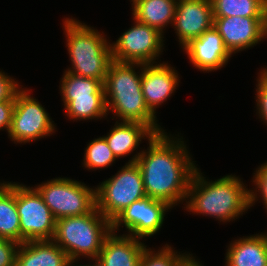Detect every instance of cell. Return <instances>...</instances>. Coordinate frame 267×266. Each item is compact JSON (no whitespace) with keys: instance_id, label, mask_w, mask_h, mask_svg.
<instances>
[{"instance_id":"cell-31","label":"cell","mask_w":267,"mask_h":266,"mask_svg":"<svg viewBox=\"0 0 267 266\" xmlns=\"http://www.w3.org/2000/svg\"><path fill=\"white\" fill-rule=\"evenodd\" d=\"M199 261L194 259V256L189 255L178 266H203Z\"/></svg>"},{"instance_id":"cell-6","label":"cell","mask_w":267,"mask_h":266,"mask_svg":"<svg viewBox=\"0 0 267 266\" xmlns=\"http://www.w3.org/2000/svg\"><path fill=\"white\" fill-rule=\"evenodd\" d=\"M96 189V207L112 222L134 201L146 197L141 171L136 162L126 163L116 175Z\"/></svg>"},{"instance_id":"cell-28","label":"cell","mask_w":267,"mask_h":266,"mask_svg":"<svg viewBox=\"0 0 267 266\" xmlns=\"http://www.w3.org/2000/svg\"><path fill=\"white\" fill-rule=\"evenodd\" d=\"M18 81L0 71V103L15 101L16 94L21 90Z\"/></svg>"},{"instance_id":"cell-27","label":"cell","mask_w":267,"mask_h":266,"mask_svg":"<svg viewBox=\"0 0 267 266\" xmlns=\"http://www.w3.org/2000/svg\"><path fill=\"white\" fill-rule=\"evenodd\" d=\"M259 78L256 85V103L258 114L264 123L267 125V72L263 69L259 73Z\"/></svg>"},{"instance_id":"cell-2","label":"cell","mask_w":267,"mask_h":266,"mask_svg":"<svg viewBox=\"0 0 267 266\" xmlns=\"http://www.w3.org/2000/svg\"><path fill=\"white\" fill-rule=\"evenodd\" d=\"M198 169L192 177L185 200V208L189 212L230 222L250 208L249 189L239 177L226 175L208 182Z\"/></svg>"},{"instance_id":"cell-1","label":"cell","mask_w":267,"mask_h":266,"mask_svg":"<svg viewBox=\"0 0 267 266\" xmlns=\"http://www.w3.org/2000/svg\"><path fill=\"white\" fill-rule=\"evenodd\" d=\"M181 138L166 132L148 140L149 147L134 155L141 171L146 196L167 202L171 207L187 199L192 177L197 169Z\"/></svg>"},{"instance_id":"cell-13","label":"cell","mask_w":267,"mask_h":266,"mask_svg":"<svg viewBox=\"0 0 267 266\" xmlns=\"http://www.w3.org/2000/svg\"><path fill=\"white\" fill-rule=\"evenodd\" d=\"M213 26L231 54L267 38V17H214Z\"/></svg>"},{"instance_id":"cell-26","label":"cell","mask_w":267,"mask_h":266,"mask_svg":"<svg viewBox=\"0 0 267 266\" xmlns=\"http://www.w3.org/2000/svg\"><path fill=\"white\" fill-rule=\"evenodd\" d=\"M254 174L253 182L256 184L255 187L257 188L255 191L249 190V206H253L258 198L257 194L260 193L264 206L267 209V161L262 164Z\"/></svg>"},{"instance_id":"cell-29","label":"cell","mask_w":267,"mask_h":266,"mask_svg":"<svg viewBox=\"0 0 267 266\" xmlns=\"http://www.w3.org/2000/svg\"><path fill=\"white\" fill-rule=\"evenodd\" d=\"M19 245L16 241L0 238V266H15Z\"/></svg>"},{"instance_id":"cell-9","label":"cell","mask_w":267,"mask_h":266,"mask_svg":"<svg viewBox=\"0 0 267 266\" xmlns=\"http://www.w3.org/2000/svg\"><path fill=\"white\" fill-rule=\"evenodd\" d=\"M16 207L20 217L21 244L52 240L56 219L35 188L16 183Z\"/></svg>"},{"instance_id":"cell-22","label":"cell","mask_w":267,"mask_h":266,"mask_svg":"<svg viewBox=\"0 0 267 266\" xmlns=\"http://www.w3.org/2000/svg\"><path fill=\"white\" fill-rule=\"evenodd\" d=\"M0 238L10 239L21 244L15 182H0Z\"/></svg>"},{"instance_id":"cell-24","label":"cell","mask_w":267,"mask_h":266,"mask_svg":"<svg viewBox=\"0 0 267 266\" xmlns=\"http://www.w3.org/2000/svg\"><path fill=\"white\" fill-rule=\"evenodd\" d=\"M115 160L116 157L102 136L87 144L83 165L89 170L102 169L112 165Z\"/></svg>"},{"instance_id":"cell-5","label":"cell","mask_w":267,"mask_h":266,"mask_svg":"<svg viewBox=\"0 0 267 266\" xmlns=\"http://www.w3.org/2000/svg\"><path fill=\"white\" fill-rule=\"evenodd\" d=\"M112 231L111 222L95 207L90 213L56 220L52 241L69 257L97 259L106 236Z\"/></svg>"},{"instance_id":"cell-30","label":"cell","mask_w":267,"mask_h":266,"mask_svg":"<svg viewBox=\"0 0 267 266\" xmlns=\"http://www.w3.org/2000/svg\"><path fill=\"white\" fill-rule=\"evenodd\" d=\"M15 101H4L0 103V130L9 129L12 123Z\"/></svg>"},{"instance_id":"cell-14","label":"cell","mask_w":267,"mask_h":266,"mask_svg":"<svg viewBox=\"0 0 267 266\" xmlns=\"http://www.w3.org/2000/svg\"><path fill=\"white\" fill-rule=\"evenodd\" d=\"M210 0H178L173 26L182 48L213 27Z\"/></svg>"},{"instance_id":"cell-32","label":"cell","mask_w":267,"mask_h":266,"mask_svg":"<svg viewBox=\"0 0 267 266\" xmlns=\"http://www.w3.org/2000/svg\"><path fill=\"white\" fill-rule=\"evenodd\" d=\"M77 260H73V259H70L67 263H66V266H100L99 265V263H98V261L95 259L94 261H95V263L92 265V264H90V265H75V264H73V263H75Z\"/></svg>"},{"instance_id":"cell-8","label":"cell","mask_w":267,"mask_h":266,"mask_svg":"<svg viewBox=\"0 0 267 266\" xmlns=\"http://www.w3.org/2000/svg\"><path fill=\"white\" fill-rule=\"evenodd\" d=\"M35 189L56 220L85 215L96 207V189L70 178H54Z\"/></svg>"},{"instance_id":"cell-15","label":"cell","mask_w":267,"mask_h":266,"mask_svg":"<svg viewBox=\"0 0 267 266\" xmlns=\"http://www.w3.org/2000/svg\"><path fill=\"white\" fill-rule=\"evenodd\" d=\"M179 82L177 71L165 62L142 64V93L147 107L154 115L156 108L174 93Z\"/></svg>"},{"instance_id":"cell-12","label":"cell","mask_w":267,"mask_h":266,"mask_svg":"<svg viewBox=\"0 0 267 266\" xmlns=\"http://www.w3.org/2000/svg\"><path fill=\"white\" fill-rule=\"evenodd\" d=\"M170 208L167 202L146 196L131 203L111 222L112 231L116 233L124 225L128 235L134 238L153 236L162 227Z\"/></svg>"},{"instance_id":"cell-21","label":"cell","mask_w":267,"mask_h":266,"mask_svg":"<svg viewBox=\"0 0 267 266\" xmlns=\"http://www.w3.org/2000/svg\"><path fill=\"white\" fill-rule=\"evenodd\" d=\"M178 0H133L132 15L137 21L164 34V27L173 24Z\"/></svg>"},{"instance_id":"cell-10","label":"cell","mask_w":267,"mask_h":266,"mask_svg":"<svg viewBox=\"0 0 267 266\" xmlns=\"http://www.w3.org/2000/svg\"><path fill=\"white\" fill-rule=\"evenodd\" d=\"M23 89L16 94L8 133L14 143H28L50 136L56 127L41 103L29 94L30 90Z\"/></svg>"},{"instance_id":"cell-25","label":"cell","mask_w":267,"mask_h":266,"mask_svg":"<svg viewBox=\"0 0 267 266\" xmlns=\"http://www.w3.org/2000/svg\"><path fill=\"white\" fill-rule=\"evenodd\" d=\"M144 248L139 266H178L189 254H178L166 244L158 252Z\"/></svg>"},{"instance_id":"cell-7","label":"cell","mask_w":267,"mask_h":266,"mask_svg":"<svg viewBox=\"0 0 267 266\" xmlns=\"http://www.w3.org/2000/svg\"><path fill=\"white\" fill-rule=\"evenodd\" d=\"M103 83L65 71L60 93L66 115L72 120L101 119L107 116Z\"/></svg>"},{"instance_id":"cell-4","label":"cell","mask_w":267,"mask_h":266,"mask_svg":"<svg viewBox=\"0 0 267 266\" xmlns=\"http://www.w3.org/2000/svg\"><path fill=\"white\" fill-rule=\"evenodd\" d=\"M67 50L74 75L105 81L113 61L111 45L102 33L73 18L64 20Z\"/></svg>"},{"instance_id":"cell-20","label":"cell","mask_w":267,"mask_h":266,"mask_svg":"<svg viewBox=\"0 0 267 266\" xmlns=\"http://www.w3.org/2000/svg\"><path fill=\"white\" fill-rule=\"evenodd\" d=\"M154 136L155 133L142 123L116 121L109 134L103 137L117 159L135 151L142 139L150 140Z\"/></svg>"},{"instance_id":"cell-11","label":"cell","mask_w":267,"mask_h":266,"mask_svg":"<svg viewBox=\"0 0 267 266\" xmlns=\"http://www.w3.org/2000/svg\"><path fill=\"white\" fill-rule=\"evenodd\" d=\"M135 25L111 45L114 61L125 63L151 64L161 54L163 47V34L157 29L141 23L133 18Z\"/></svg>"},{"instance_id":"cell-17","label":"cell","mask_w":267,"mask_h":266,"mask_svg":"<svg viewBox=\"0 0 267 266\" xmlns=\"http://www.w3.org/2000/svg\"><path fill=\"white\" fill-rule=\"evenodd\" d=\"M144 245L131 235L111 231L105 238L97 261L100 266H139Z\"/></svg>"},{"instance_id":"cell-23","label":"cell","mask_w":267,"mask_h":266,"mask_svg":"<svg viewBox=\"0 0 267 266\" xmlns=\"http://www.w3.org/2000/svg\"><path fill=\"white\" fill-rule=\"evenodd\" d=\"M213 17H267V0H210Z\"/></svg>"},{"instance_id":"cell-3","label":"cell","mask_w":267,"mask_h":266,"mask_svg":"<svg viewBox=\"0 0 267 266\" xmlns=\"http://www.w3.org/2000/svg\"><path fill=\"white\" fill-rule=\"evenodd\" d=\"M138 63L112 61L104 86L107 113L111 110L121 122H138L147 125L155 134L164 132L157 124L156 115L147 107L141 88V72ZM139 73V75H138Z\"/></svg>"},{"instance_id":"cell-18","label":"cell","mask_w":267,"mask_h":266,"mask_svg":"<svg viewBox=\"0 0 267 266\" xmlns=\"http://www.w3.org/2000/svg\"><path fill=\"white\" fill-rule=\"evenodd\" d=\"M69 260L52 240L27 241L18 247L15 266H66Z\"/></svg>"},{"instance_id":"cell-19","label":"cell","mask_w":267,"mask_h":266,"mask_svg":"<svg viewBox=\"0 0 267 266\" xmlns=\"http://www.w3.org/2000/svg\"><path fill=\"white\" fill-rule=\"evenodd\" d=\"M225 266H267V234H255L231 241Z\"/></svg>"},{"instance_id":"cell-16","label":"cell","mask_w":267,"mask_h":266,"mask_svg":"<svg viewBox=\"0 0 267 266\" xmlns=\"http://www.w3.org/2000/svg\"><path fill=\"white\" fill-rule=\"evenodd\" d=\"M182 49L197 69L206 72L221 69L232 56L214 26L200 37L192 39Z\"/></svg>"}]
</instances>
